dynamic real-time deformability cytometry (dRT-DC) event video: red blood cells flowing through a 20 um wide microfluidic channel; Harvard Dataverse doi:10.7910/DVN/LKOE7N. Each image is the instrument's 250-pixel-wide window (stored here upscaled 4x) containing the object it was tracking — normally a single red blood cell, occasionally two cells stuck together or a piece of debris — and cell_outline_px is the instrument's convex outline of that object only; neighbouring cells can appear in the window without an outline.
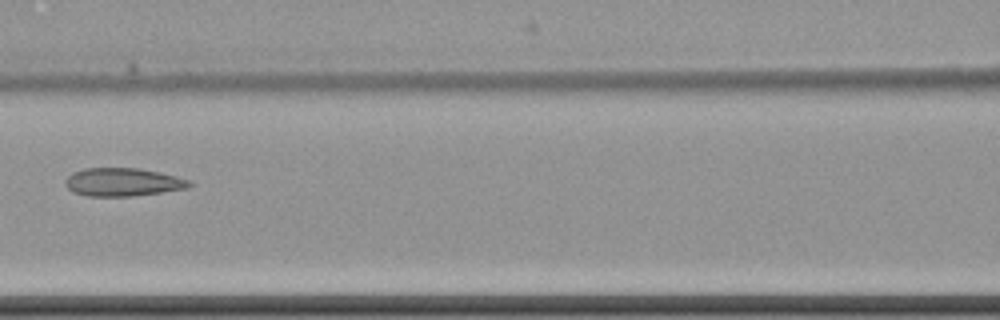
{"species": "common noctule bat (a hibernating species)", "species_latin": "Nyctalus noctula", "temperature_condition": "cold", "stored_images_in_passage": 8, "camera_frame_rate_fps": 3000, "um_per_image_px": 0.085, "animal": {"sex": "female", "body_mass_g": 22.7, "forearm_length_mm": 54.2}, "frame": {"image": 1, "passage_image": 8, "time_ms": 8.667, "image_size_px": [1000, 320], "cell_outline_px": [[192, 184], [188, 188], [132, 196], [88, 196], [72, 192], [64, 184], [64, 180], [72, 172], [84, 168], [140, 168], [160, 172], [176, 176], [188, 180]], "centroid_in_image_um": [10.4, 15.47], "position_along_channel_um": 156.2, "area_um2": 20.4}}